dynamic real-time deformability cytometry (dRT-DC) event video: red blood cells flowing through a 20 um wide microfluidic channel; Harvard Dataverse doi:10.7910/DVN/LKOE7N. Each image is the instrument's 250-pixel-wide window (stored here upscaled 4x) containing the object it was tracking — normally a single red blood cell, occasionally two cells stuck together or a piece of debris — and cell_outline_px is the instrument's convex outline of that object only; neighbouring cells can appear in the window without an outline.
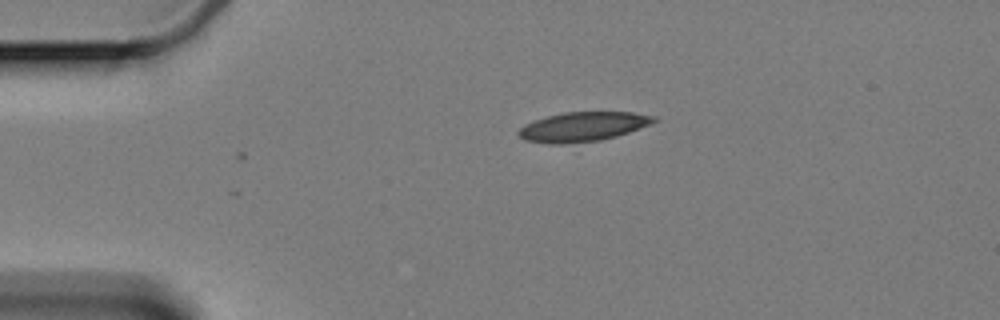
{"species": "Egyptian fruit bat (a non-hibernating species)", "species_latin": "Rousettus aegyptiacus", "temperature_condition": "cold", "stored_images_in_passage": 8, "camera_frame_rate_fps": 3000, "um_per_image_px": 0.085, "animal": {"sex": "female"}, "frame": {"image": 1, "passage_image": 8, "time_ms": 2.333, "image_size_px": [1000, 320], "cell_outline_px": [[660, 120], [652, 124], [616, 136], [600, 140], [564, 144], [548, 144], [524, 140], [516, 132], [524, 124], [548, 116], [564, 112], [632, 112], [656, 116]], "centroid_in_image_um": [49.57, 10.77], "position_along_channel_um": 35.4, "area_um2": 23.29}}